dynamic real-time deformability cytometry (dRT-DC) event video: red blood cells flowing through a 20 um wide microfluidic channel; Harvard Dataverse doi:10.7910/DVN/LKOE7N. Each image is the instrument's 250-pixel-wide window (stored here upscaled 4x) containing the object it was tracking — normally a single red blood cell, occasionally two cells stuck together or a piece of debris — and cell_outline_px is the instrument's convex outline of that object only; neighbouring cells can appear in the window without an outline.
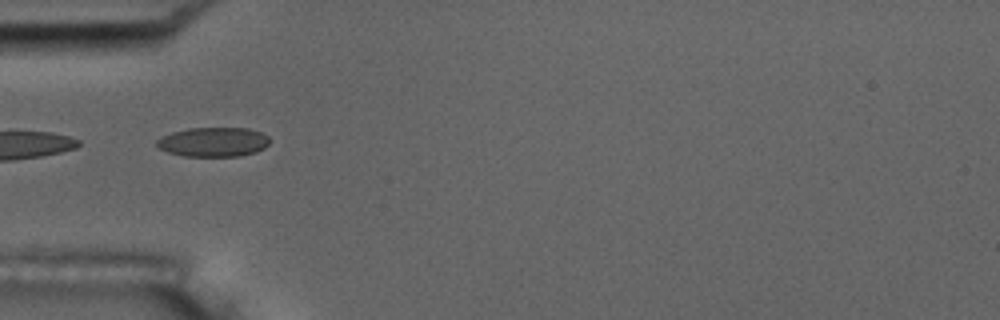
{"species": "common noctule bat (a hibernating species)", "species_latin": "Nyctalus noctula", "temperature_condition": "room temperature", "stored_images_in_passage": 39, "camera_frame_rate_fps": 3000, "um_per_image_px": 0.085, "animal": {"sex": "male", "body_mass_g": 17.5, "forearm_length_mm": 52.3}, "frame": {"image": 1, "passage_image": 1, "time_ms": 0.0, "image_size_px": [1000, 320], "cell_outline_px": [[272, 140], [264, 148], [256, 152], [240, 156], [184, 156], [168, 152], [160, 148], [156, 144], [156, 140], [172, 132], [188, 128], [248, 128], [260, 132], [268, 136]], "centroid_in_image_um": [18.17, 12.07], "position_along_channel_um": 66.8, "area_um2": 19.36}}
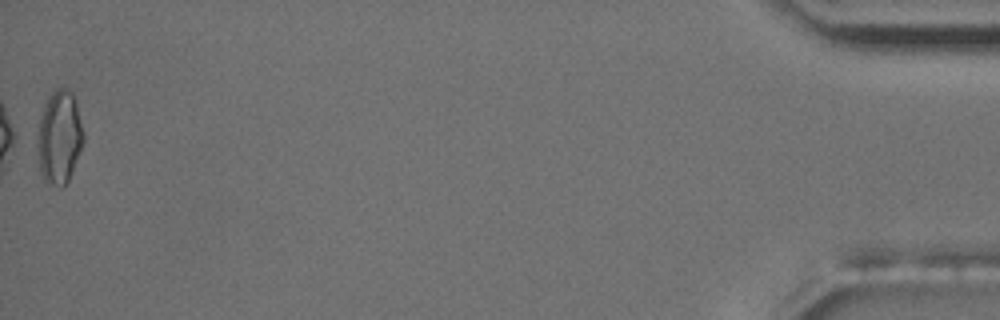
{"frame": {"image": 2, "passage_image": 39, "time_ms": 12.667, "image_size_px": [1000, 320], "cell_outline_px": [[84, 140], [72, 172], [68, 180], [60, 188], [44, 180], [28, 140], [44, 104], [48, 96], [56, 88], [68, 88], [72, 92], [76, 104], [84, 132]], "centroid_in_image_um": [4.9, 11.66], "position_along_channel_um": 430.3, "area_um2": 26.82}, "authors_computed_cell_mechanics": {"area_um2": 19.1896, "velocity_mm_per_s": 3.6221, "shape_relaxation_time_tau1_ms": null, "shape_relaxation_time_tau2_ms": 2.1334, "deformation_change_tau1": null, "deformation_change_tau2": 0.0835}}